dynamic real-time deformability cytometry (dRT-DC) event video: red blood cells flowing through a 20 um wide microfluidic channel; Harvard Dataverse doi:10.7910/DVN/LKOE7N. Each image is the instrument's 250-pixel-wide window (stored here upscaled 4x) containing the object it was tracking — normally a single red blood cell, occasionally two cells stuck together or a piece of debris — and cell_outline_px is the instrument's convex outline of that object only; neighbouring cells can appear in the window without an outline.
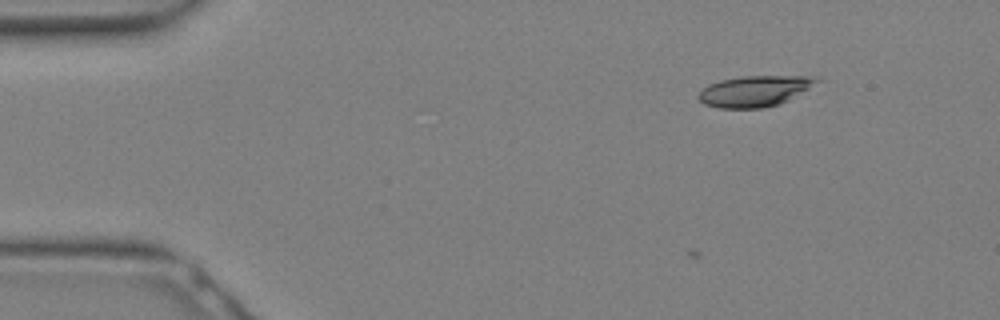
{"species": "Egyptian fruit bat (a non-hibernating species)", "species_latin": "Rousettus aegyptiacus", "temperature_condition": "warm", "stored_images_in_passage": 6, "camera_frame_rate_fps": 3000, "um_per_image_px": 0.085, "animal": {"sex": "female"}, "frame": {"image": 1, "passage_image": 6, "time_ms": 1.667, "image_size_px": [1000, 320], "cell_outline_px": [[820, 80], [808, 88], [788, 100], [780, 104], [764, 108], [720, 108], [704, 104], [696, 96], [708, 84], [720, 80], [744, 76], [820, 76]], "centroid_in_image_um": [64.14, 7.74], "position_along_channel_um": 20.9, "area_um2": 21.21}}